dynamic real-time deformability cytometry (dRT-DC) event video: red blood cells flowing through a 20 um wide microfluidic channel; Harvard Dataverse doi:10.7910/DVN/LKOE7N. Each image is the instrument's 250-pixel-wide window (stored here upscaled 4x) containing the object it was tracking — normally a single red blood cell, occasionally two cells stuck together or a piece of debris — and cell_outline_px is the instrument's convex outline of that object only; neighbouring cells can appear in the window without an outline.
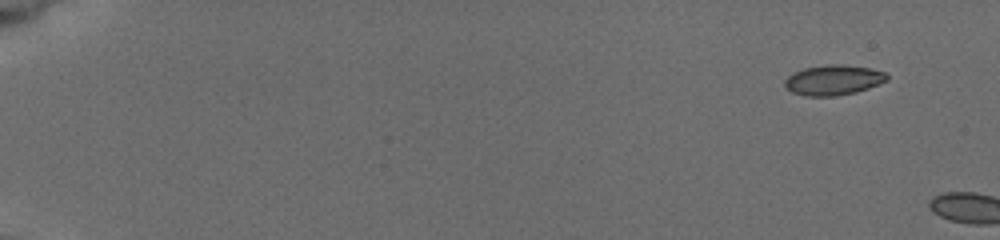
{"species": "common noctule bat (a hibernating species)", "species_latin": "Nyctalus noctula", "temperature_condition": "cold", "stored_images_in_passage": 3, "camera_frame_rate_fps": 3000, "um_per_image_px": 0.085, "animal": {"sex": "female", "body_mass_g": 19.5, "forearm_length_mm": 54.1}, "frame": {"image": 1, "passage_image": 1, "time_ms": 0.0, "image_size_px": [1000, 240], "cell_outline_px": [[888, 80], [868, 88], [856, 92], [836, 96], [808, 96], [792, 92], [784, 84], [784, 80], [792, 72], [804, 68], [828, 64], [840, 64], [868, 68], [884, 72], [888, 76]], "centroid_in_image_um": [70.82, 6.8], "position_along_channel_um": 14.2, "area_um2": 17.86}}